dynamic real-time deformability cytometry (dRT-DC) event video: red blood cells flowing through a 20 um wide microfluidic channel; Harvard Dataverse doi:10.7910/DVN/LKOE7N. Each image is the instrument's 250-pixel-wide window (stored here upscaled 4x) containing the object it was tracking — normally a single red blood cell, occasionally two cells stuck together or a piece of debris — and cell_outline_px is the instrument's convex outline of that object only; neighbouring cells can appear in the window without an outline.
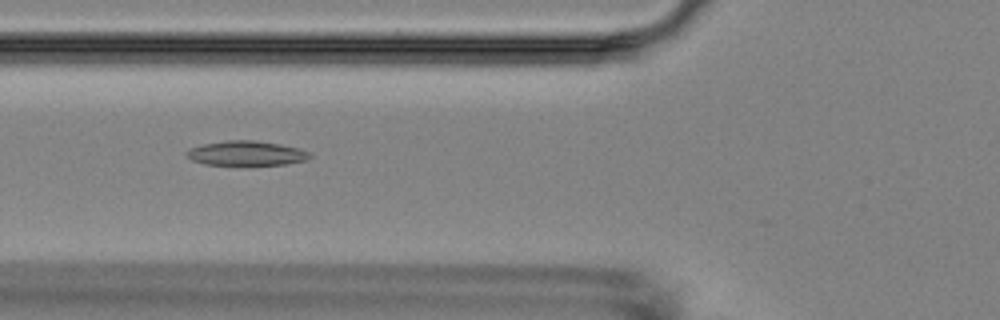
{"species": "Egyptian fruit bat (a non-hibernating species)", "species_latin": "Rousettus aegyptiacus", "temperature_condition": "room temperature", "stored_images_in_passage": 5, "camera_frame_rate_fps": 3000, "um_per_image_px": 0.085, "animal": {"sex": "female"}, "frame": {"image": 1, "passage_image": 4, "time_ms": 3.333, "image_size_px": [1000, 320], "cell_outline_px": [[312, 156], [308, 160], [284, 164], [248, 168], [244, 168], [204, 164], [192, 160], [184, 152], [192, 148], [204, 144], [228, 140], [256, 140], [280, 144], [300, 148], [308, 152]], "centroid_in_image_um": [20.96, 13.08], "position_along_channel_um": 104.8, "area_um2": 18.61}}